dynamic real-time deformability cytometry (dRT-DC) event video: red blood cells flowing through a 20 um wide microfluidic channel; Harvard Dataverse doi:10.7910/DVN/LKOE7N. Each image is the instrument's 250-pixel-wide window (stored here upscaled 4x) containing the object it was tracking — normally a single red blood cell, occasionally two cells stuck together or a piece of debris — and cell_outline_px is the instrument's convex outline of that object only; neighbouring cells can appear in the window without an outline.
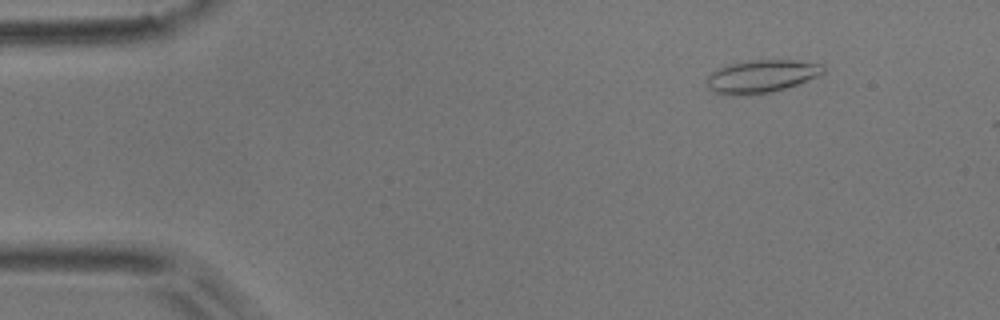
{"species": "common noctule bat (a hibernating species)", "species_latin": "Nyctalus noctula", "temperature_condition": "room temperature", "stored_images_in_passage": 3, "camera_frame_rate_fps": 3000, "um_per_image_px": 0.085, "animal": {"sex": "male", "body_mass_g": 17.9}, "frame": {"image": 1, "passage_image": 2, "time_ms": 0.333, "image_size_px": [1000, 320], "cell_outline_px": [[824, 72], [820, 76], [760, 96], [724, 96], [708, 88], [704, 84], [704, 80], [712, 72], [728, 64], [752, 60], [792, 60], [824, 64]], "centroid_in_image_um": [64.67, 6.52], "position_along_channel_um": 20.3, "area_um2": 22.83}}